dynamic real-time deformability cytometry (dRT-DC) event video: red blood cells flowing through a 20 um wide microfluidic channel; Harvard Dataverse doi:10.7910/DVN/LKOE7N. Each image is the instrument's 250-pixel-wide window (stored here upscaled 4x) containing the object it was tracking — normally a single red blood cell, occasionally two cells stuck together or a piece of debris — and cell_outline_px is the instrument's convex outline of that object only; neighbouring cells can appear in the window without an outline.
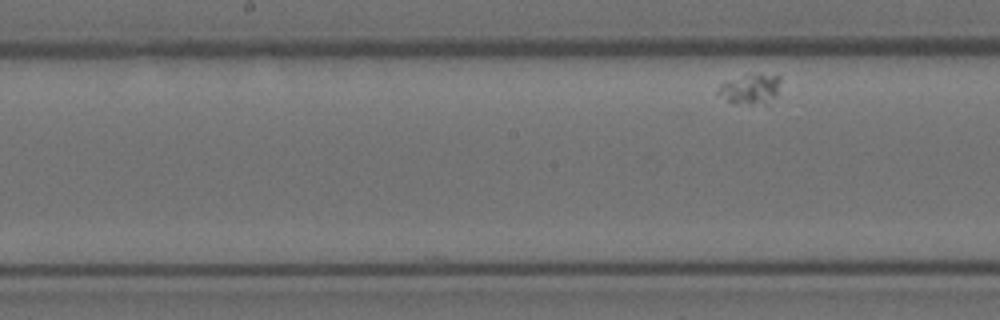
{"species": "Egyptian fruit bat (a non-hibernating species)", "species_latin": "Rousettus aegyptiacus", "temperature_condition": "room temperature", "stored_images_in_passage": 9, "segment_of_instrument_passage": [2, 2], "camera_frame_rate_fps": 3000, "um_per_image_px": 0.085, "animal": {"sex": "female"}, "frame": {"image": 1, "passage_image": 9, "time_ms": 2.667, "image_size_px": [1000, 320], "cell_outline_px": [[780, 80], [776, 96], [764, 104], [732, 104], [716, 92], [720, 84], [724, 80], [748, 76], [780, 72]], "centroid_in_image_um": [63.78, 7.56], "position_along_channel_um": 184.4, "area_um2": 11.04}}